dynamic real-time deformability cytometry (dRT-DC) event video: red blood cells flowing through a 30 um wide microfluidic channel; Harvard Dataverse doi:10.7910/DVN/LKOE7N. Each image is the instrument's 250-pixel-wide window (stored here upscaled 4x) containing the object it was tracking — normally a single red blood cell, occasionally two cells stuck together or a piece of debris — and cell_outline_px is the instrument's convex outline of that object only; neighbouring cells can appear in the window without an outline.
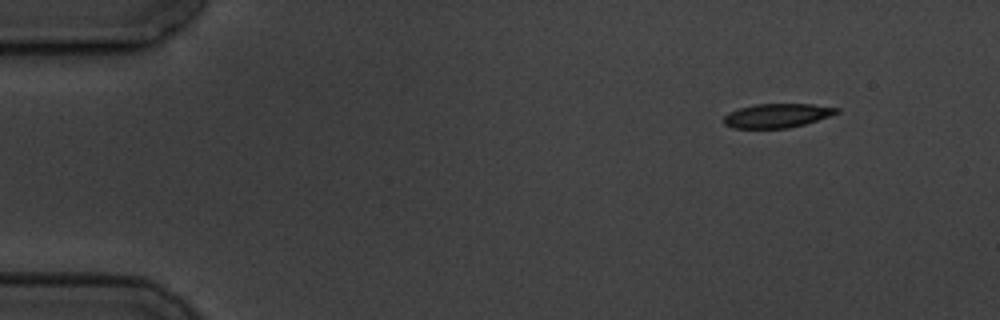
{"species": "common noctule bat (a hibernating species)", "species_latin": "Nyctalus noctula", "temperature_condition": "cold", "stored_images_in_passage": 5, "camera_frame_rate_fps": 3000, "um_per_image_px": 0.085, "animal": {"sex": "male", "body_mass_g": 19.5, "forearm_length_mm": 54.6}, "frame": {"image": 1, "passage_image": 1, "time_ms": 0.0, "image_size_px": [1000, 320], "cell_outline_px": [[840, 112], [804, 124], [788, 128], [732, 128], [724, 124], [724, 116], [728, 112], [740, 108], [756, 104], [812, 104], [840, 108]], "centroid_in_image_um": [66.03, 9.82], "position_along_channel_um": 19.0, "area_um2": 15.72}}
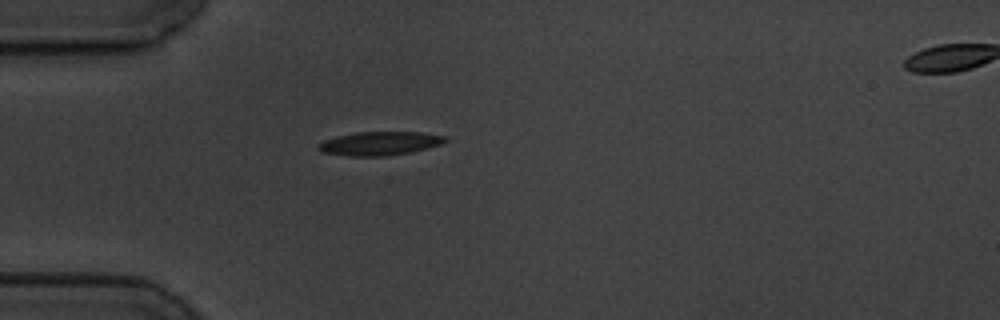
{"frame": {"image": 2, "passage_image": 4, "time_ms": 3.333, "image_size_px": [1000, 320], "cell_outline_px": [[448, 140], [440, 144], [428, 148], [412, 152], [388, 156], [348, 156], [320, 152], [316, 148], [324, 140], [336, 136], [356, 132], [420, 132], [448, 136]], "centroid_in_image_um": [32.28, 12.19], "position_along_channel_um": 52.7, "area_um2": 17.69}}